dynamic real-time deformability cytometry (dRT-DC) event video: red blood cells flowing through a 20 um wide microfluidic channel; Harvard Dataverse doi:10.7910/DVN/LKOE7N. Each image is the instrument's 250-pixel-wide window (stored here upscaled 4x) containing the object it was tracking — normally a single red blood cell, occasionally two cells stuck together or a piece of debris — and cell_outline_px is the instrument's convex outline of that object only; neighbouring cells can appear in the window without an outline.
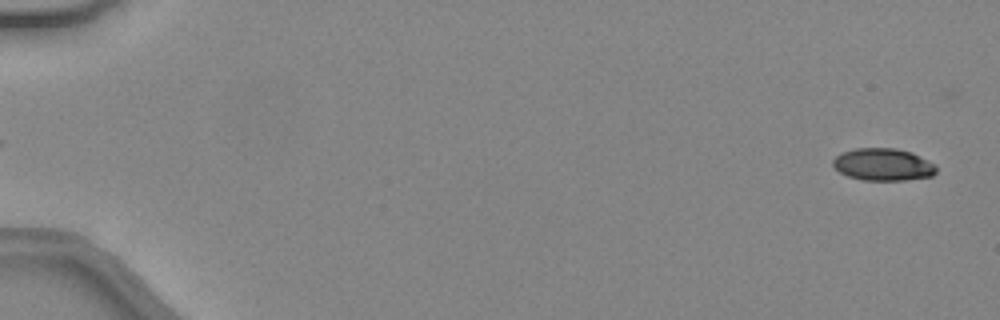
{"species": "common noctule bat (a hibernating species)", "species_latin": "Nyctalus noctula", "temperature_condition": "warm", "stored_images_in_passage": 48, "camera_frame_rate_fps": 3000, "um_per_image_px": 0.085, "animal": {"sex": "female", "body_mass_g": 24.6, "forearm_length_mm": 56.2}, "frame": {"image": 1, "passage_image": 2, "time_ms": 0.333, "image_size_px": [1000, 320], "cell_outline_px": [[936, 172], [932, 176], [904, 180], [860, 180], [848, 176], [840, 172], [832, 164], [832, 160], [840, 152], [856, 148], [896, 148], [912, 152], [936, 164]], "centroid_in_image_um": [75.06, 13.98], "position_along_channel_um": 9.9, "area_um2": 19.59}}
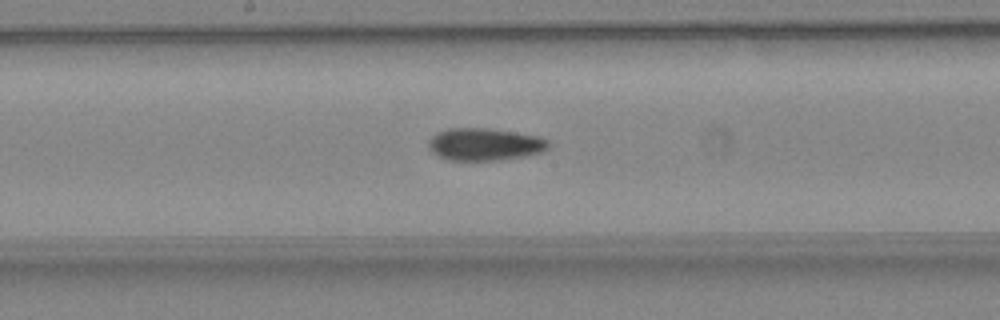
{"frame": {"image": 2, "passage_image": 27, "time_ms": 8.667, "image_size_px": [1000, 320], "cell_outline_px": [[548, 148], [540, 152], [524, 156], [496, 160], [448, 160], [432, 152], [428, 148], [428, 140], [436, 132], [448, 128], [492, 128], [540, 136], [548, 140]], "centroid_in_image_um": [41.17, 12.25], "position_along_channel_um": 207.0, "area_um2": 22.72}}
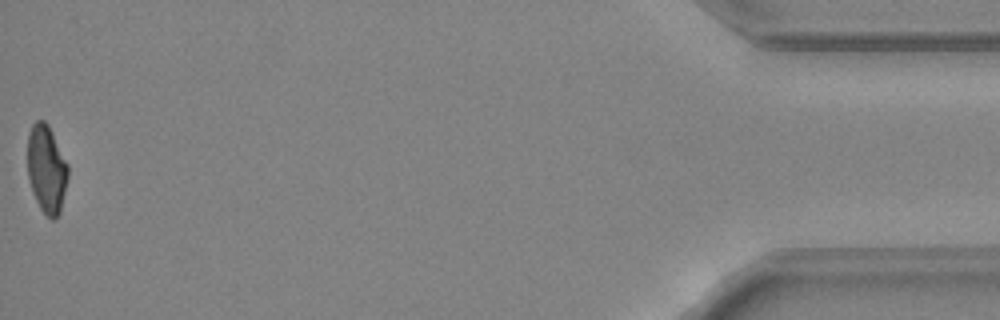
{"frame": {"image": 3, "passage_image": 48, "time_ms": 15.667, "image_size_px": [1000, 320], "cell_outline_px": [[68, 176], [60, 212], [56, 220], [52, 220], [40, 208], [32, 192], [28, 176], [28, 132], [32, 124], [36, 120], [44, 120], [48, 124], [68, 164]], "centroid_in_image_um": [3.96, 14.36], "position_along_channel_um": 431.2, "area_um2": 20.75}, "authors_computed_cell_mechanics": {"area_um2": 21.675, "velocity_mm_per_s": 4.4618, "shape_relaxation_time_tau1_ms": null, "shape_relaxation_time_tau2_ms": 4.367, "deformation_change_tau1": null, "deformation_change_tau2": 0.1107}}